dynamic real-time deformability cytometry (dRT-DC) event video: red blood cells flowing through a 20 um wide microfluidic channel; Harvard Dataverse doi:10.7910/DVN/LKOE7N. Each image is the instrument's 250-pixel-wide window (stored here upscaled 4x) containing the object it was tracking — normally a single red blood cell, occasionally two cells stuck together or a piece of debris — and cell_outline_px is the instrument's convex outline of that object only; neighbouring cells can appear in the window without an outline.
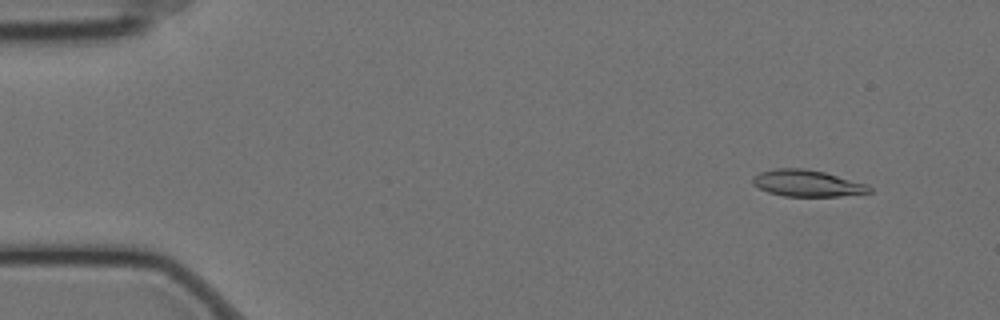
{"species": "Egyptian fruit bat (a non-hibernating species)", "species_latin": "Rousettus aegyptiacus", "temperature_condition": "cold", "stored_images_in_passage": 58, "camera_frame_rate_fps": 3000, "um_per_image_px": 0.085, "animal": {"sex": "female"}, "frame": {"image": 1, "passage_image": 5, "time_ms": 1.333, "image_size_px": [1000, 320], "cell_outline_px": [[872, 192], [840, 196], [784, 196], [768, 192], [752, 184], [752, 176], [760, 172], [776, 168], [804, 168], [824, 172], [868, 184], [872, 188]], "centroid_in_image_um": [68.61, 15.57], "position_along_channel_um": 16.4, "area_um2": 18.09}}
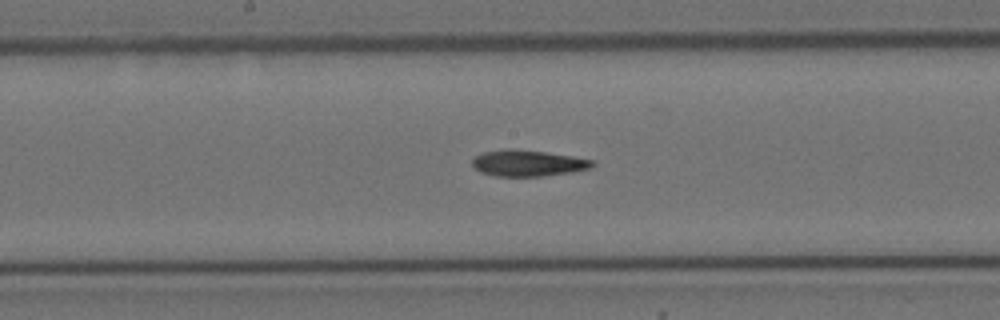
{"frame": {"image": 2, "passage_image": 30, "time_ms": 9.667, "image_size_px": [1000, 320], "cell_outline_px": [[596, 164], [592, 168], [572, 172], [544, 176], [496, 176], [480, 172], [472, 164], [472, 160], [476, 156], [484, 152], [504, 148], [508, 148], [544, 152], [572, 156], [596, 160]], "centroid_in_image_um": [44.92, 13.87], "position_along_channel_um": 203.3, "area_um2": 18.44}}
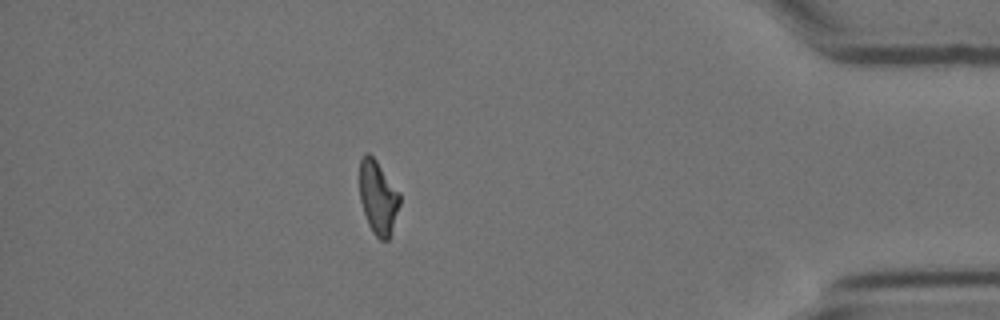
{"frame": {"image": 3, "passage_image": 51, "time_ms": 16.667, "image_size_px": [1000, 320], "cell_outline_px": [[400, 204], [388, 240], [380, 240], [372, 232], [368, 224], [360, 200], [360, 160], [364, 152], [368, 152], [376, 160], [400, 192]], "centroid_in_image_um": [32.13, 16.76], "position_along_channel_um": 403.1, "area_um2": 17.17}, "authors_computed_cell_mechanics": {"area_um2": 18.3804, "velocity_mm_per_s": 3.4646, "shape_relaxation_time_tau1_ms": 8.0497, "shape_relaxation_time_tau2_ms": 5.436, "deformation_change_tau1": 0.2314, "deformation_change_tau2": 0.1391}}